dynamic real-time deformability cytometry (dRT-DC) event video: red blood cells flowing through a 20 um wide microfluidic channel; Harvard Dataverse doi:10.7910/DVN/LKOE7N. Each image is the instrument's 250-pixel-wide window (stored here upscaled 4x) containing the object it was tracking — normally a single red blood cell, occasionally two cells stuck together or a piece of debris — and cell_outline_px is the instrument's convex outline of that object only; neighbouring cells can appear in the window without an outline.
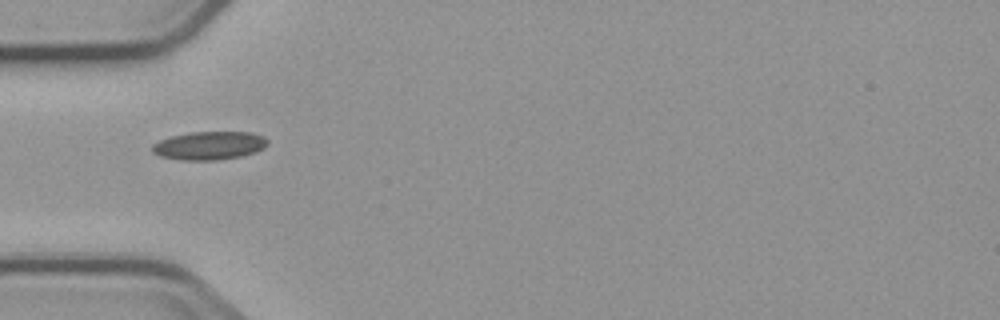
{"species": "common noctule bat (a hibernating species)", "species_latin": "Nyctalus noctula", "temperature_condition": "cold", "stored_images_in_passage": 6, "camera_frame_rate_fps": 3000, "um_per_image_px": 0.085, "animal": {"sex": "male", "body_mass_g": 23.1, "forearm_length_mm": 52.7}, "frame": {"image": 1, "passage_image": 1, "time_ms": 0.0, "image_size_px": [1000, 320], "cell_outline_px": [[268, 144], [264, 148], [256, 152], [240, 156], [216, 160], [180, 160], [160, 156], [152, 152], [152, 144], [160, 140], [172, 136], [188, 132], [252, 132], [264, 136], [268, 140]], "centroid_in_image_um": [17.8, 12.37], "position_along_channel_um": 67.2, "area_um2": 19.13}}
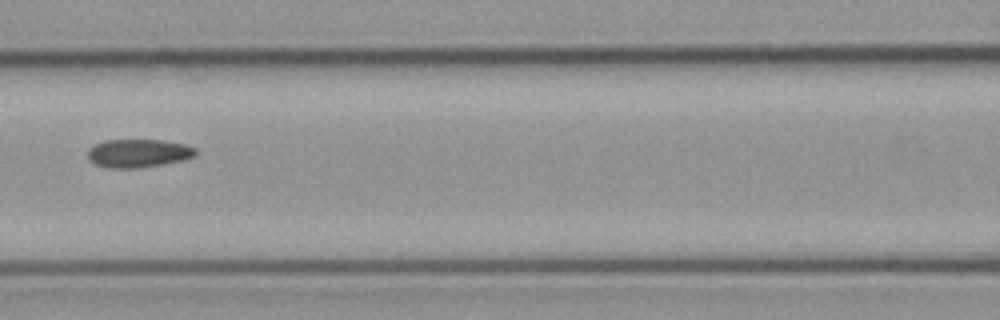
{"frame": {"image": 2, "passage_image": 3, "time_ms": 2.333, "image_size_px": [1000, 320], "cell_outline_px": [[196, 156], [184, 160], [164, 164], [140, 168], [108, 168], [92, 164], [88, 160], [88, 148], [104, 140], [160, 140], [184, 144], [196, 148]], "centroid_in_image_um": [11.74, 13.04], "position_along_channel_um": 154.9, "area_um2": 18.03}}
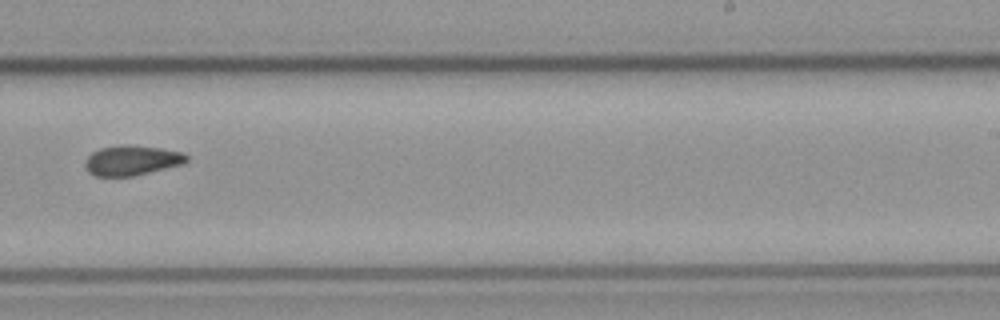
{"frame": {"image": 3, "passage_image": 6, "time_ms": 5.667, "image_size_px": [1000, 320], "cell_outline_px": [[188, 160], [184, 164], [132, 176], [96, 176], [88, 172], [84, 164], [84, 160], [92, 152], [100, 148], [120, 144], [128, 144], [160, 148], [184, 152], [188, 156]], "centroid_in_image_um": [11.2, 13.62], "position_along_channel_um": 277.8, "area_um2": 17.92}}